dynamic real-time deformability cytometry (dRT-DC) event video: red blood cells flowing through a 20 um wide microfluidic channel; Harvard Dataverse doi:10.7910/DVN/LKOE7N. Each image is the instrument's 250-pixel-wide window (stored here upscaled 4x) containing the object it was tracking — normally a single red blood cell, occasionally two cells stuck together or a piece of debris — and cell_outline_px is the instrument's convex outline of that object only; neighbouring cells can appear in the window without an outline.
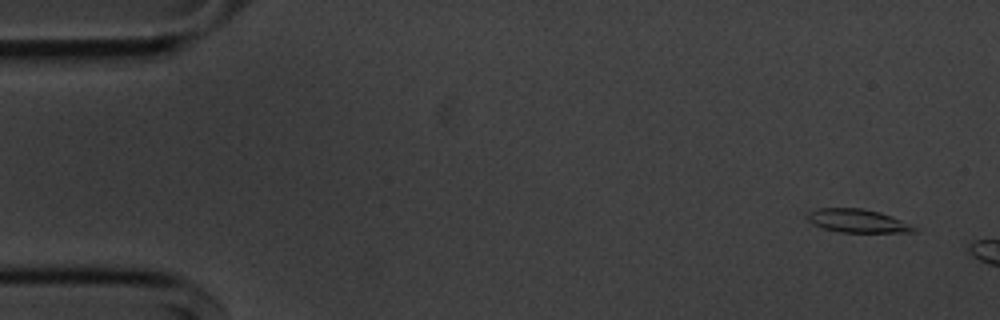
{"species": "common noctule bat (a hibernating species)", "species_latin": "Nyctalus noctula", "temperature_condition": "cold", "stored_images_in_passage": 8, "camera_frame_rate_fps": 3000, "um_per_image_px": 0.085, "animal": {"sex": "male", "body_mass_g": 20.1, "forearm_length_mm": 53.5}, "frame": {"image": 1, "passage_image": 1, "time_ms": 0.0, "image_size_px": [1000, 320], "cell_outline_px": [[920, 232], [840, 232], [824, 228], [812, 224], [808, 220], [808, 212], [820, 208], [860, 208], [880, 212], [892, 216], [916, 228]], "centroid_in_image_um": [72.89, 18.77], "position_along_channel_um": 12.1, "area_um2": 14.33}}